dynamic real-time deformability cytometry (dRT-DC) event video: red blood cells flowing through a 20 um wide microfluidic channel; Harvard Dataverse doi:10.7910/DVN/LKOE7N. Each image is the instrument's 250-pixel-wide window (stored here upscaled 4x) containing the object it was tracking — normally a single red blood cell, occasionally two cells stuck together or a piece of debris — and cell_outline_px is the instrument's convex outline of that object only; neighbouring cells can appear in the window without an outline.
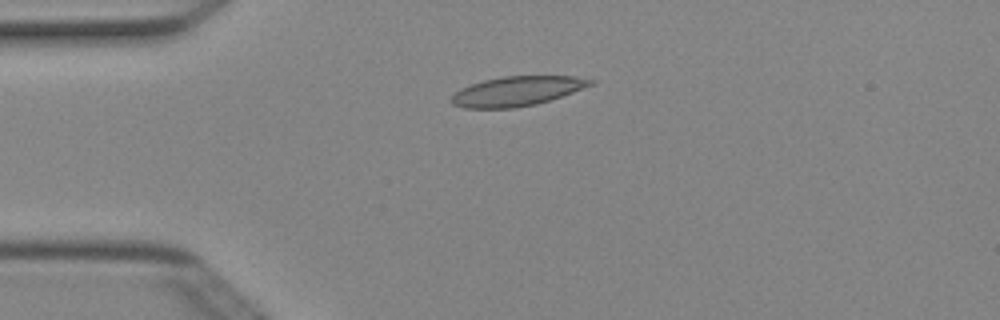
{"species": "Egyptian fruit bat (a non-hibernating species)", "species_latin": "Rousettus aegyptiacus", "temperature_condition": "cold", "stored_images_in_passage": 5, "camera_frame_rate_fps": 3000, "um_per_image_px": 0.085, "animal": {"sex": "female"}, "frame": {"image": 1, "passage_image": 4, "time_ms": 1.0, "image_size_px": [1000, 320], "cell_outline_px": [[596, 84], [536, 104], [512, 108], [464, 108], [452, 104], [448, 100], [460, 88], [484, 80], [500, 76], [572, 76], [596, 80]], "centroid_in_image_um": [43.93, 7.74], "position_along_channel_um": 41.1, "area_um2": 23.93}}